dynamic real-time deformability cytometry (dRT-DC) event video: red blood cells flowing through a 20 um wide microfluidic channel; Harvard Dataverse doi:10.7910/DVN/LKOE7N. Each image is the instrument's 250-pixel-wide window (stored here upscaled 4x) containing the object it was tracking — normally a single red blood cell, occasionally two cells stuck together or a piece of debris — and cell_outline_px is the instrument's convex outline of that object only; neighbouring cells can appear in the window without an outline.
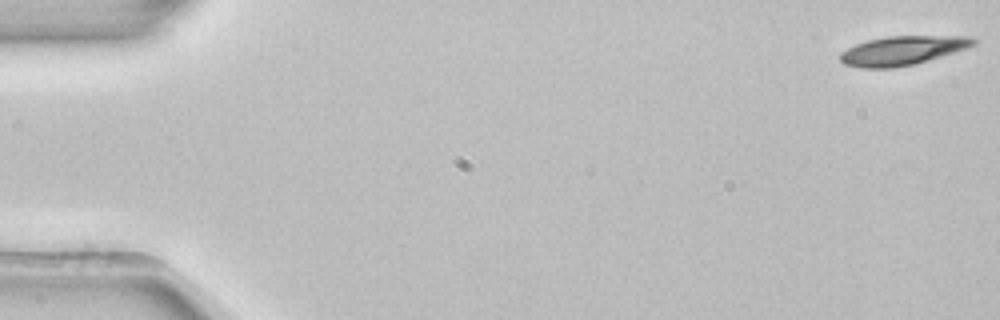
{"species": "common noctule bat (a hibernating species)", "species_latin": "Nyctalus noctula", "temperature_condition": "room temperature", "stored_images_in_passage": 53, "camera_frame_rate_fps": 3000, "um_per_image_px": 0.085, "animal": {"sex": "female", "body_mass_g": 22.7, "forearm_length_mm": 54.2}, "frame": {"image": 1, "passage_image": 1, "time_ms": 0.0, "image_size_px": [1000, 320], "cell_outline_px": [[976, 44], [968, 48], [912, 64], [892, 68], [860, 68], [844, 64], [840, 60], [840, 52], [856, 44], [868, 40], [888, 36], [968, 36], [976, 40]], "centroid_in_image_um": [76.68, 4.29], "position_along_channel_um": 8.3, "area_um2": 22.31}}
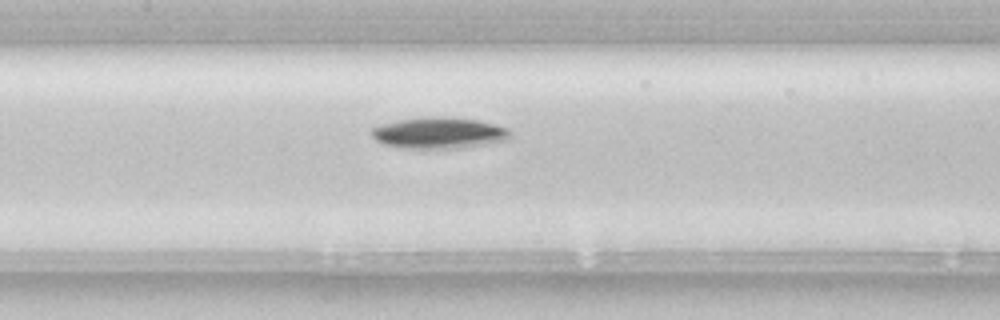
{"frame": {"image": 2, "passage_image": 25, "time_ms": 8.0, "image_size_px": [1000, 320], "cell_outline_px": [[508, 140], [460, 148], [404, 148], [380, 144], [372, 136], [372, 128], [380, 124], [400, 120], [432, 116], [436, 116], [476, 120], [508, 128]], "centroid_in_image_um": [37.25, 11.31], "position_along_channel_um": 170.1, "area_um2": 24.91}}
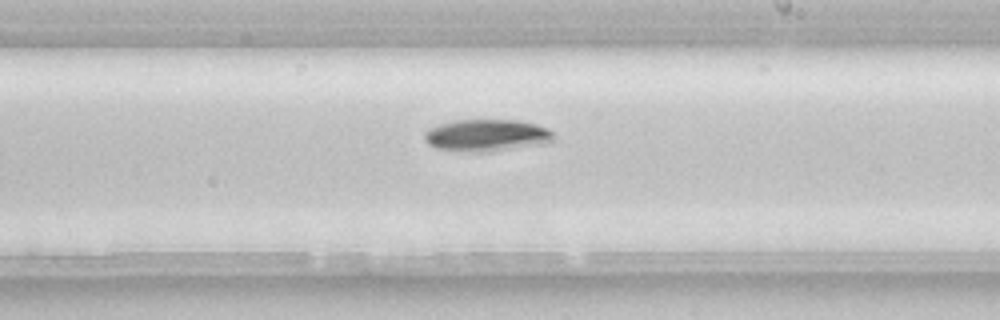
{"frame": {"image": 3, "passage_image": 31, "time_ms": 10.0, "image_size_px": [1000, 320], "cell_outline_px": [[556, 136], [552, 140], [508, 148], [484, 152], [476, 152], [436, 148], [428, 144], [424, 140], [424, 132], [440, 124], [456, 120], [520, 120], [536, 124], [548, 128]], "centroid_in_image_um": [41.31, 11.47], "position_along_channel_um": 247.7, "area_um2": 23.41}, "authors_computed_cell_mechanics": {"area_um2": 22.7732, "velocity_mm_per_s": 3.8901, "shape_relaxation_time_tau1_ms": 2.2029, "shape_relaxation_time_tau2_ms": null, "deformation_change_tau1": 0.0927, "deformation_change_tau2": null}}